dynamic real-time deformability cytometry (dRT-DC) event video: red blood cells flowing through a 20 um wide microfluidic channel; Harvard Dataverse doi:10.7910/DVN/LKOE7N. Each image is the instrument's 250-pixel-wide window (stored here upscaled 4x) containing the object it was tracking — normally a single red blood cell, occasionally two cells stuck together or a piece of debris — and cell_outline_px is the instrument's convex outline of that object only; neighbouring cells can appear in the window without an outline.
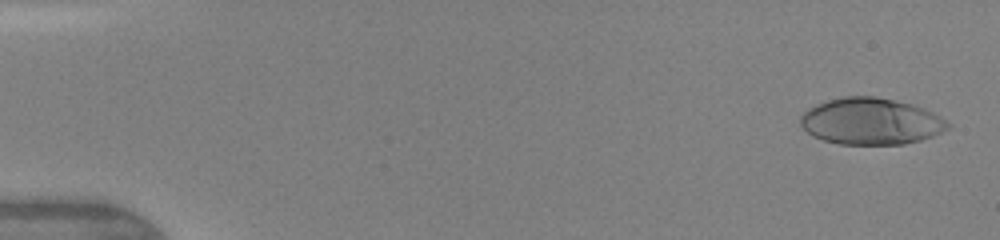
{"species": "human", "species_latin": "Homo sapiens", "temperature_condition": "warm", "stored_images_in_passage": 5, "camera_frame_rate_fps": 3000, "um_per_image_px": 0.085, "donor": {"sex": "female"}, "frame": {"image": 1, "passage_image": 1, "time_ms": 0.0, "image_size_px": [1000, 240], "cell_outline_px": [[952, 124], [948, 128], [932, 136], [920, 140], [904, 144], [840, 144], [824, 140], [812, 136], [800, 124], [800, 116], [808, 108], [816, 104], [828, 100], [844, 96], [876, 96], [912, 104], [932, 112], [940, 116]], "centroid_in_image_um": [74.01, 10.31], "position_along_channel_um": 11.0, "area_um2": 39.94}}
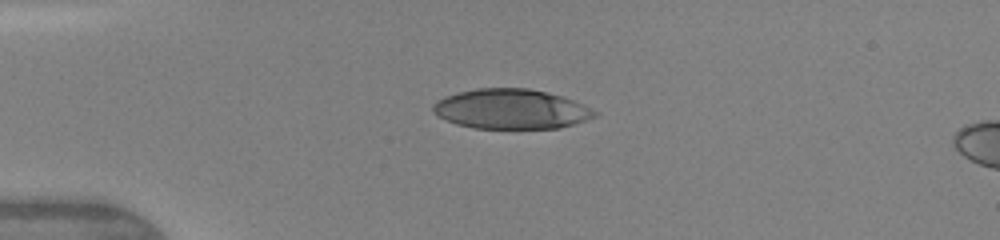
{"frame": {"image": 2, "passage_image": 4, "time_ms": 3.333, "image_size_px": [1000, 240], "cell_outline_px": [[600, 112], [596, 116], [560, 128], [472, 128], [456, 124], [432, 112], [432, 104], [436, 100], [444, 96], [456, 92], [476, 88], [528, 88], [564, 96]], "centroid_in_image_um": [43.42, 9.26], "position_along_channel_um": 41.6, "area_um2": 37.63}}